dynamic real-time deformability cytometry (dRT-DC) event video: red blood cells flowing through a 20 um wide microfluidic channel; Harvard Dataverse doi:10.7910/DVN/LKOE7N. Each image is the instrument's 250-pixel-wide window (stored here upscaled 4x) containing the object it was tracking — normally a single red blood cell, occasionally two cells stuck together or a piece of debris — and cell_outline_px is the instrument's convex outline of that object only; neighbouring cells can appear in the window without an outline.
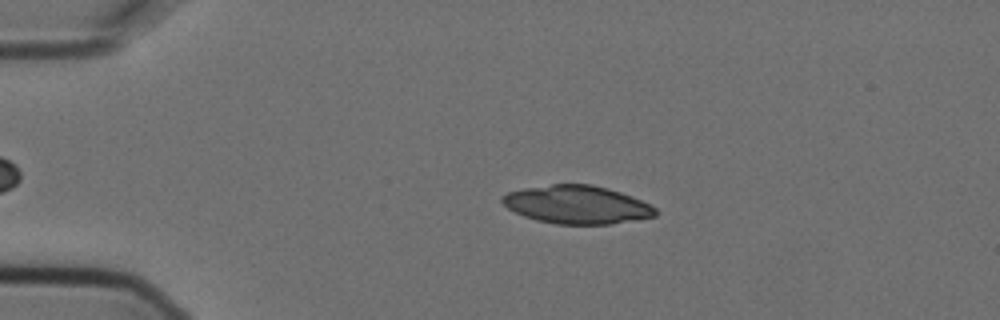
{"species": "Egyptian fruit bat (a non-hibernating species)", "species_latin": "Rousettus aegyptiacus", "temperature_condition": "cold", "stored_images_in_passage": 5, "camera_frame_rate_fps": 3000, "um_per_image_px": 0.085, "animal": {"sex": "female"}, "frame": {"image": 1, "passage_image": 2, "time_ms": 0.333, "image_size_px": [1000, 320], "cell_outline_px": [[656, 216], [612, 224], [556, 224], [536, 220], [524, 216], [508, 208], [500, 200], [500, 196], [508, 192], [524, 188], [552, 184], [592, 184], [608, 188], [632, 196], [656, 208]], "centroid_in_image_um": [49.02, 17.39], "position_along_channel_um": 36.0, "area_um2": 34.04}}